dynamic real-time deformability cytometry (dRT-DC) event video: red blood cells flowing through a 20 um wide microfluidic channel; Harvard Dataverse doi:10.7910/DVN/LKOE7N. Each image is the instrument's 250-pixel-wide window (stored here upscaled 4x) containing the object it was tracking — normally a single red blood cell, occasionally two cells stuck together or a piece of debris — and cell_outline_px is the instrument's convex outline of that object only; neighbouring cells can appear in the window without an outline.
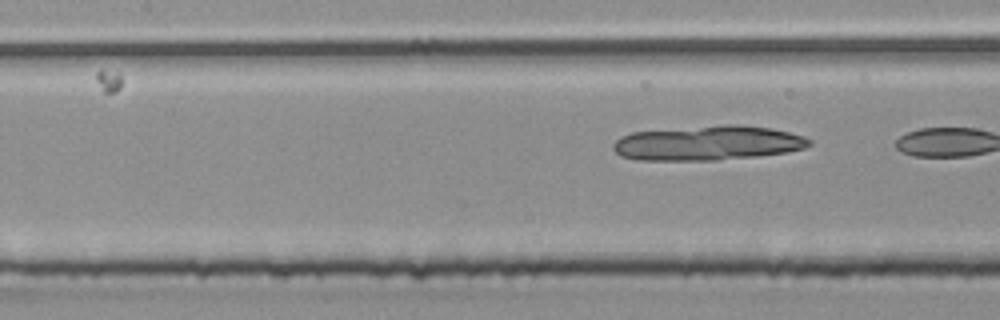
{"species": "common noctule bat (a hibernating species)", "species_latin": "Nyctalus noctula", "temperature_condition": "room temperature", "stored_images_in_passage": 5, "camera_frame_rate_fps": 3000, "um_per_image_px": 0.085, "animal": {"sex": "male", "body_mass_g": 20.4}, "frame": {"image": 1, "passage_image": 5, "time_ms": 1.333, "image_size_px": [1000, 320], "cell_outline_px": [[812, 144], [804, 148], [784, 152], [756, 156], [716, 160], [640, 160], [620, 156], [612, 148], [612, 144], [620, 136], [632, 132], [720, 124], [744, 124], [768, 128], [788, 132], [804, 136], [812, 140]], "centroid_in_image_um": [60.14, 12.15], "position_along_channel_um": 147.3, "area_um2": 39.71}}